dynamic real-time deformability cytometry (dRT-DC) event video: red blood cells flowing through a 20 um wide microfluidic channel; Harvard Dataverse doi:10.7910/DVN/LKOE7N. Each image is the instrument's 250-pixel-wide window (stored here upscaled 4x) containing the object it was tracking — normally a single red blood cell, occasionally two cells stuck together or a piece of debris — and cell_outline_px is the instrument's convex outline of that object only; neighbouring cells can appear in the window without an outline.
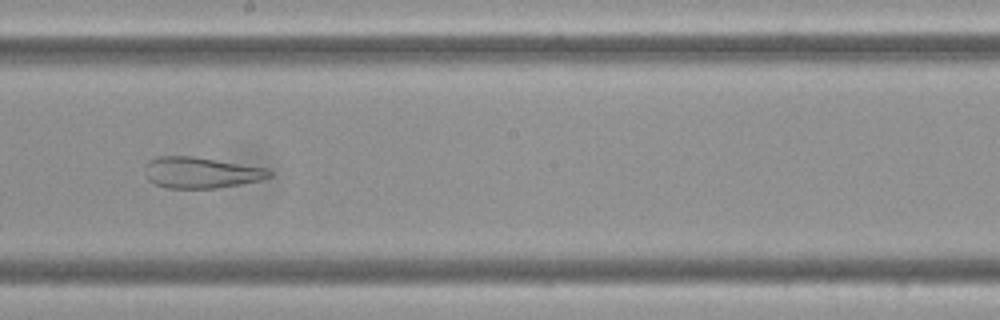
{"species": "Egyptian fruit bat (a non-hibernating species)", "species_latin": "Rousettus aegyptiacus", "temperature_condition": "cold", "stored_images_in_passage": 43, "camera_frame_rate_fps": 3000, "um_per_image_px": 0.085, "frame": {"image": 1, "passage_image": 18, "time_ms": 5.667, "image_size_px": [1000, 320], "cell_outline_px": [[272, 176], [260, 180], [240, 184], [216, 188], [164, 188], [148, 180], [144, 172], [144, 164], [148, 160], [160, 156], [192, 156], [268, 168], [272, 172]], "centroid_in_image_um": [17.05, 14.67], "position_along_channel_um": 231.2, "area_um2": 22.66}}
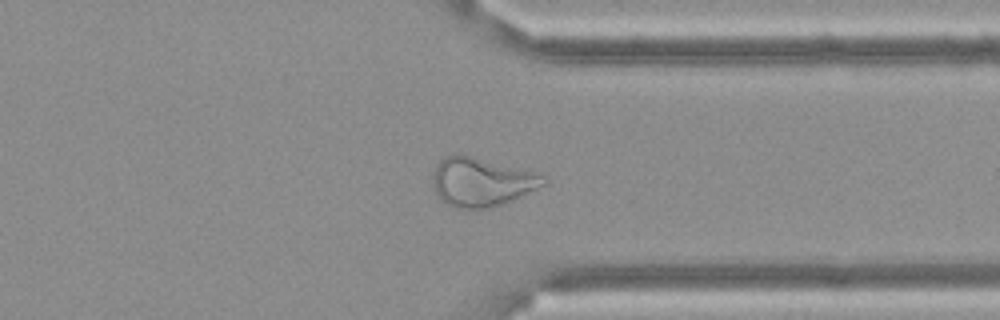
{"frame": {"image": 2, "passage_image": 30, "time_ms": 9.667, "image_size_px": [1000, 320], "cell_outline_px": [[548, 184], [520, 196], [500, 204], [488, 208], [456, 208], [448, 204], [436, 196], [432, 180], [432, 176], [436, 164], [444, 156], [472, 156], [540, 172], [548, 180]], "centroid_in_image_um": [40.96, 15.46], "position_along_channel_um": 370.4, "area_um2": 31.5}}
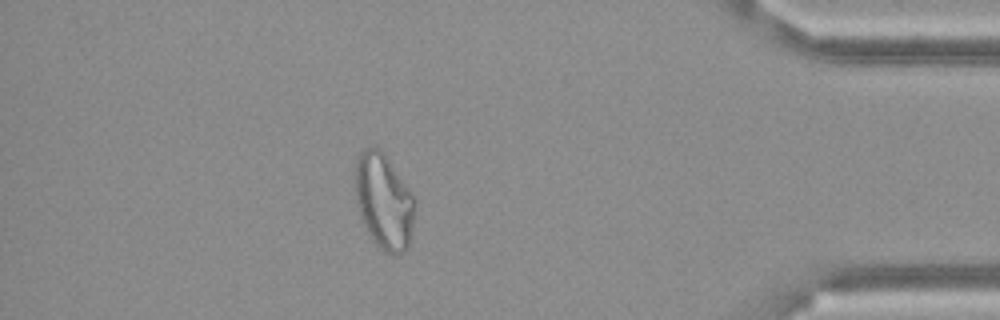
{"frame": {"image": 3, "passage_image": 36, "time_ms": 11.667, "image_size_px": [1000, 320], "cell_outline_px": [[416, 208], [408, 244], [404, 252], [396, 256], [392, 256], [384, 252], [372, 240], [364, 224], [360, 212], [356, 196], [356, 164], [364, 148], [376, 148], [384, 156], [408, 188], [416, 200]], "centroid_in_image_um": [32.65, 17.21], "position_along_channel_um": 402.5, "area_um2": 32.25}, "authors_computed_cell_mechanics": {"area_um2": 28.9578, "velocity_mm_per_s": 3.5009, "shape_relaxation_time_tau1_ms": null, "shape_relaxation_time_tau2_ms": 1.8208, "deformation_change_tau1": null, "deformation_change_tau2": 0.1054}}